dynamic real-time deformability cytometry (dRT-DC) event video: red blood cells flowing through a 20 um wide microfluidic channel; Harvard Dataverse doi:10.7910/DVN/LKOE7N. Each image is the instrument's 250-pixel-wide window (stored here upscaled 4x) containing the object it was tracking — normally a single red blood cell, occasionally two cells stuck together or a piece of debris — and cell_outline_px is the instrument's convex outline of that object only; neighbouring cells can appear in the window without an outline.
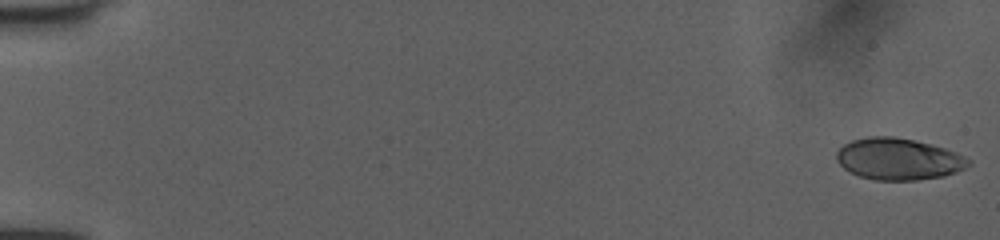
{"species": "human", "species_latin": "Homo sapiens", "temperature_condition": "room temperature", "stored_images_in_passage": 52, "camera_frame_rate_fps": 3000, "um_per_image_px": 0.085, "donor": {"sex": "female"}, "frame": {"image": 1, "passage_image": 1, "time_ms": 0.0, "image_size_px": [1000, 240], "cell_outline_px": [[972, 164], [956, 172], [944, 176], [916, 180], [876, 180], [860, 176], [844, 168], [836, 160], [836, 152], [844, 144], [852, 140], [868, 136], [892, 136], [932, 144], [956, 152], [972, 160]], "centroid_in_image_um": [76.39, 13.51], "position_along_channel_um": 8.6, "area_um2": 32.02}}
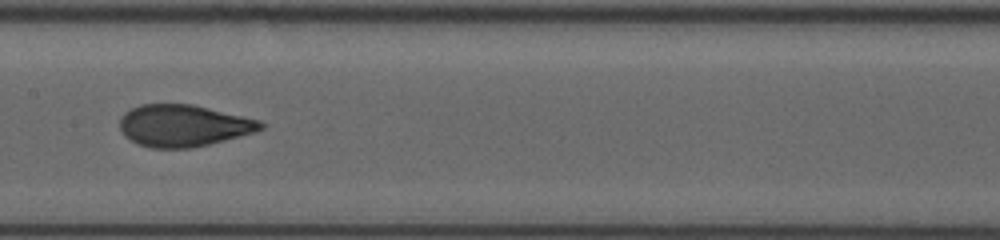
{"frame": {"image": 2, "passage_image": 28, "time_ms": 9.0, "image_size_px": [1000, 240], "cell_outline_px": [[264, 128], [256, 132], [192, 148], [152, 148], [136, 144], [124, 136], [120, 128], [120, 116], [124, 112], [140, 104], [192, 104], [260, 120], [264, 124]], "centroid_in_image_um": [15.56, 10.68], "position_along_channel_um": 191.8, "area_um2": 34.45}}
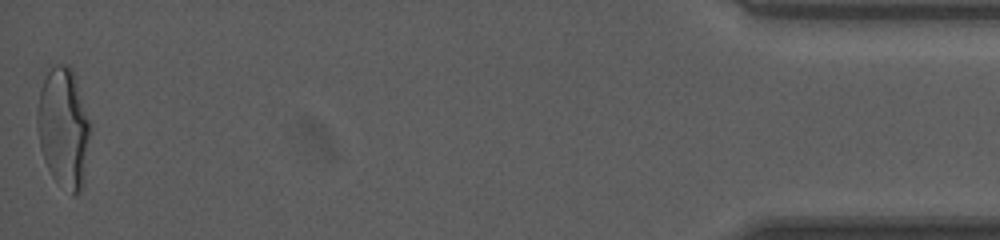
{"frame": {"image": 3, "passage_image": 52, "time_ms": 17.0, "image_size_px": [1000, 240], "cell_outline_px": [[92, 128], [84, 184], [80, 192], [76, 196], [72, 196], [52, 176], [44, 160], [40, 148], [36, 120], [36, 112], [40, 88], [48, 72], [56, 64], [68, 64], [76, 80], [92, 124]], "centroid_in_image_um": [5.43, 10.91], "position_along_channel_um": 429.8, "area_um2": 37.69}, "authors_computed_cell_mechanics": {"area_um2": 33.9575, "velocity_mm_per_s": 4.0375, "shape_relaxation_time_tau1_ms": 3.739, "shape_relaxation_time_tau2_ms": 0.7731, "deformation_change_tau1": 0.1743, "deformation_change_tau2": 0.0651}}